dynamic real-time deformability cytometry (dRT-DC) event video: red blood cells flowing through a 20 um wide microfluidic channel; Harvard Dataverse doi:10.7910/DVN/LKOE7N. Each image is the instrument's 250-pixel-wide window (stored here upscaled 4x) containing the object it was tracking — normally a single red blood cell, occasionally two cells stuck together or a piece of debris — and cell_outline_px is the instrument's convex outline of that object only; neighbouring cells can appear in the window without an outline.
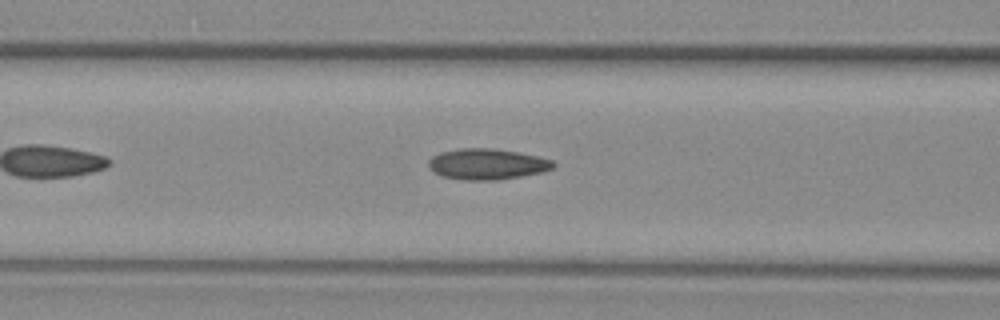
{"species": "common noctule bat (a hibernating species)", "species_latin": "Nyctalus noctula", "temperature_condition": "warm", "stored_images_in_passage": 31, "camera_frame_rate_fps": 3000, "um_per_image_px": 0.085, "animal": {"sex": "female", "body_mass_g": 29.2, "forearm_length_mm": 56.3}, "frame": {"image": 1, "passage_image": 10, "time_ms": 3.0, "image_size_px": [1000, 320], "cell_outline_px": [[556, 164], [552, 168], [544, 172], [500, 180], [464, 180], [440, 176], [428, 168], [428, 160], [432, 156], [440, 152], [460, 148], [492, 148], [516, 152], [536, 156], [552, 160]], "centroid_in_image_um": [41.37, 13.96], "position_along_channel_um": 125.2, "area_um2": 22.6}}
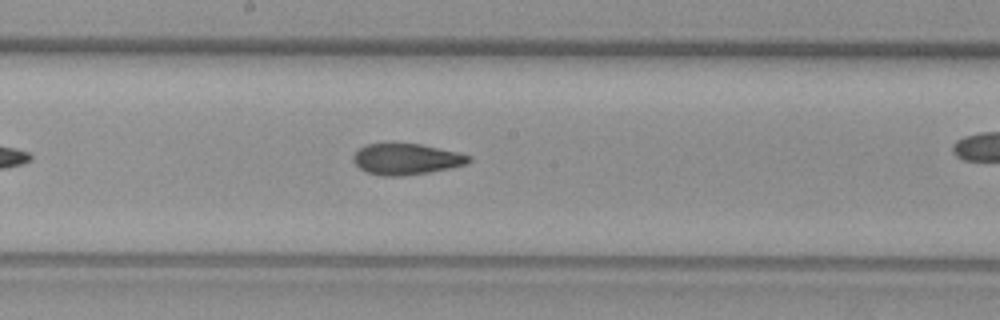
{"frame": {"image": 2, "passage_image": 17, "time_ms": 5.333, "image_size_px": [1000, 320], "cell_outline_px": [[472, 160], [468, 164], [452, 168], [428, 172], [400, 176], [380, 176], [368, 172], [360, 168], [352, 160], [352, 156], [360, 148], [368, 144], [420, 144], [460, 152], [472, 156]], "centroid_in_image_um": [34.59, 13.53], "position_along_channel_um": 213.6, "area_um2": 20.92}}
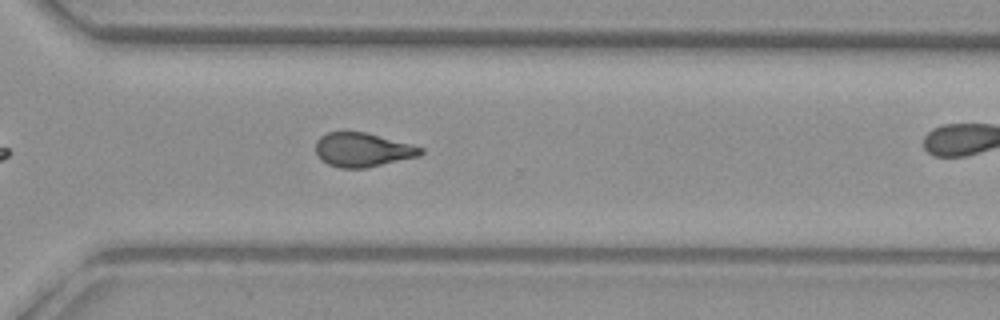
{"frame": {"image": 3, "passage_image": 27, "time_ms": 8.667, "image_size_px": [1000, 320], "cell_outline_px": [[424, 152], [420, 156], [368, 168], [340, 168], [328, 164], [320, 160], [316, 152], [316, 140], [320, 136], [328, 132], [364, 132], [412, 144], [424, 148]], "centroid_in_image_um": [30.83, 12.75], "position_along_channel_um": 339.8, "area_um2": 20.98}}